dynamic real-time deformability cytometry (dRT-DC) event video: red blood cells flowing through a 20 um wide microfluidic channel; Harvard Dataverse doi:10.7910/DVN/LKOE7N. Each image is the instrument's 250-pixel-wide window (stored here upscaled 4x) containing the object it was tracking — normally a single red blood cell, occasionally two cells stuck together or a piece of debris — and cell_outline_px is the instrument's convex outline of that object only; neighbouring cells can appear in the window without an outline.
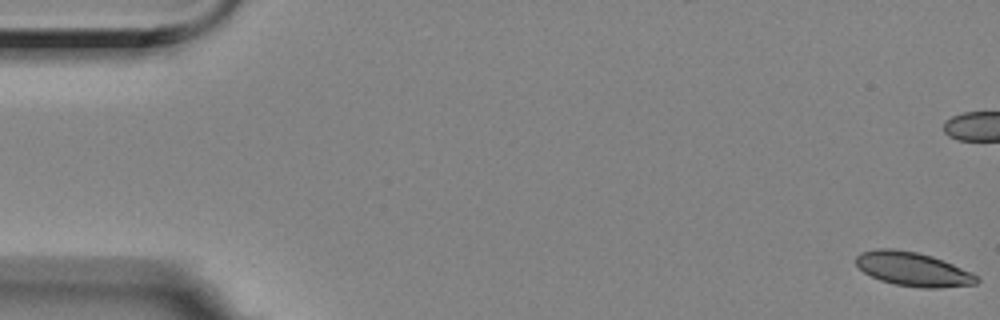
{"species": "Egyptian fruit bat (a non-hibernating species)", "species_latin": "Rousettus aegyptiacus", "temperature_condition": "room temperature", "stored_images_in_passage": 19, "camera_frame_rate_fps": 3000, "um_per_image_px": 0.085, "animal": {"sex": "female"}, "frame": {"image": 1, "passage_image": 1, "time_ms": 0.0, "image_size_px": [1000, 320], "cell_outline_px": [[980, 280], [976, 284], [940, 288], [920, 288], [892, 284], [880, 280], [864, 272], [856, 264], [856, 256], [860, 252], [876, 248], [892, 248], [916, 252], [932, 256], [972, 272]], "centroid_in_image_um": [77.59, 22.88], "position_along_channel_um": 7.4, "area_um2": 23.99}}